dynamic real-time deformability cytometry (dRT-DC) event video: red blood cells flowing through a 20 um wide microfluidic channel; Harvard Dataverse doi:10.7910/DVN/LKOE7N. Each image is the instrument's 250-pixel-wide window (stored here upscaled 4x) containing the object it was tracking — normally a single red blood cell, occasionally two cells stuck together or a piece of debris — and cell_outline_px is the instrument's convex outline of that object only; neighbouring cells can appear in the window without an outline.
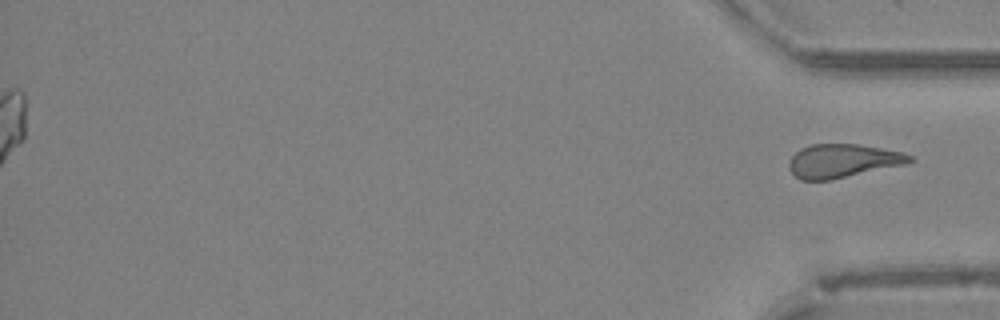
{"species": "Egyptian fruit bat (a non-hibernating species)", "species_latin": "Rousettus aegyptiacus", "temperature_condition": "cold", "stored_images_in_passage": 53, "segment_of_instrument_passage": [2, 2], "camera_frame_rate_fps": 3000, "um_per_image_px": 0.085, "animal": {"sex": "female"}, "frame": {"image": 1, "passage_image": 53, "time_ms": 17.333, "image_size_px": [1000, 320], "cell_outline_px": [[916, 160], [904, 164], [832, 180], [800, 180], [788, 168], [788, 160], [800, 148], [812, 144], [860, 144], [900, 152], [912, 156]], "centroid_in_image_um": [71.6, 13.67], "position_along_channel_um": 363.6, "area_um2": 23.58}}